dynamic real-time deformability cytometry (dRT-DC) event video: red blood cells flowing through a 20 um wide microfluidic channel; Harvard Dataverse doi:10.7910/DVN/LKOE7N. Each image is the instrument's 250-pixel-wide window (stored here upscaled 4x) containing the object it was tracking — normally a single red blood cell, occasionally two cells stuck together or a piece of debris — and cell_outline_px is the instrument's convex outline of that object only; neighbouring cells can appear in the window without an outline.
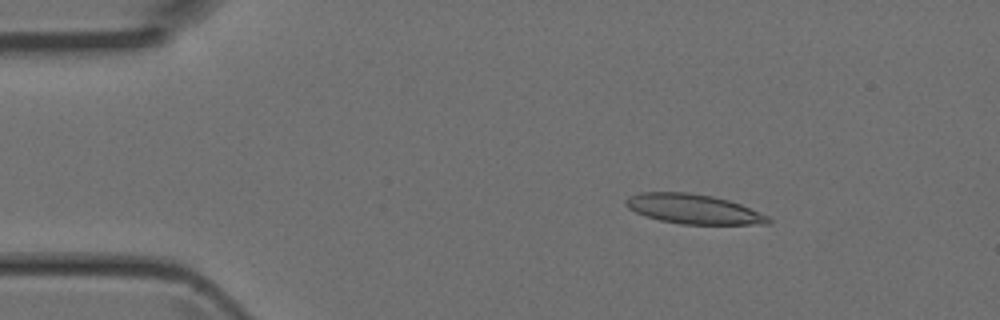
{"species": "Egyptian fruit bat (a non-hibernating species)", "species_latin": "Rousettus aegyptiacus", "temperature_condition": "room temperature", "stored_images_in_passage": 5, "camera_frame_rate_fps": 3000, "um_per_image_px": 0.085, "animal": {"sex": "female"}, "frame": {"image": 1, "passage_image": 2, "time_ms": 0.333, "image_size_px": [1000, 320], "cell_outline_px": [[772, 220], [768, 224], [680, 224], [660, 220], [644, 216], [628, 208], [624, 204], [624, 200], [628, 196], [640, 192], [688, 192], [712, 196], [728, 200], [740, 204], [768, 216]], "centroid_in_image_um": [58.89, 17.76], "position_along_channel_um": 26.1, "area_um2": 24.62}}
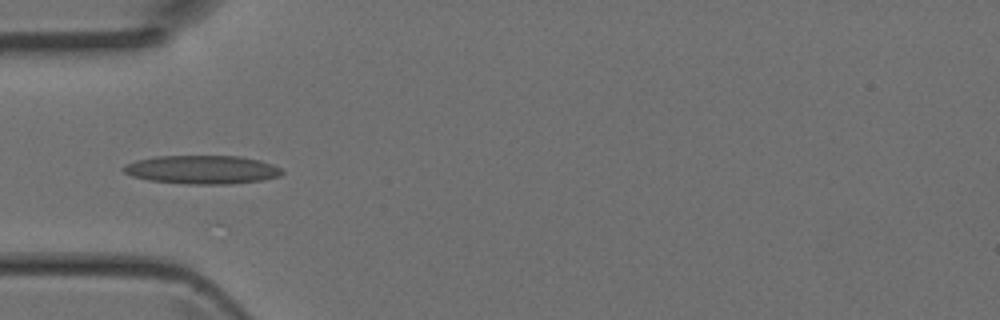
{"frame": {"image": 2, "passage_image": 4, "time_ms": 1.0, "image_size_px": [1000, 320], "cell_outline_px": [[284, 172], [280, 176], [264, 180], [232, 184], [184, 184], [148, 180], [132, 176], [124, 172], [120, 168], [124, 164], [136, 160], [156, 156], [240, 156], [260, 160], [272, 164], [280, 168]], "centroid_in_image_um": [17.17, 14.42], "position_along_channel_um": 67.8, "area_um2": 26.65}}
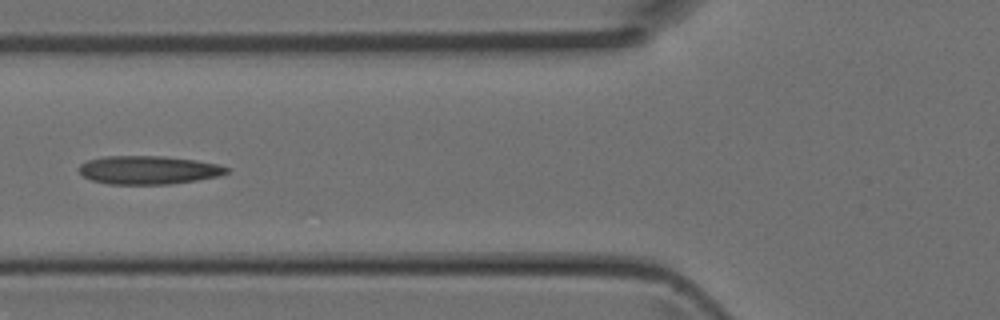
{"frame": {"image": 3, "passage_image": 5, "time_ms": 1.333, "image_size_px": [1000, 320], "cell_outline_px": [[232, 168], [228, 172], [220, 176], [196, 180], [168, 184], [108, 184], [92, 180], [84, 176], [80, 172], [80, 164], [88, 160], [104, 156], [164, 156], [196, 160], [220, 164]], "centroid_in_image_um": [12.67, 14.44], "position_along_channel_um": 113.1, "area_um2": 24.51}}